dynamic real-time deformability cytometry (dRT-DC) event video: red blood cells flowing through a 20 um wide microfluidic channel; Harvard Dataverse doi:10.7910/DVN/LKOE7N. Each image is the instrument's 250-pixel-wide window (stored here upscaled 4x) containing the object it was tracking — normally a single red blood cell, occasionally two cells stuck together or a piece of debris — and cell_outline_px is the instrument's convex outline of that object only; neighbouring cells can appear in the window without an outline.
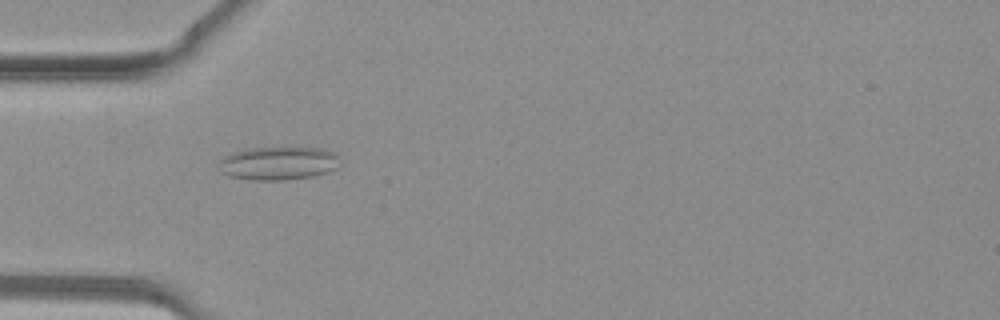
{"species": "common noctule bat (a hibernating species)", "species_latin": "Nyctalus noctula", "temperature_condition": "warm", "stored_images_in_passage": 28, "camera_frame_rate_fps": 3000, "um_per_image_px": 0.085, "animal": {"sex": "female", "body_mass_g": 19.3, "forearm_length_mm": 54.1}, "frame": {"image": 1, "passage_image": 2, "time_ms": 0.333, "image_size_px": [1000, 320], "cell_outline_px": [[336, 168], [328, 172], [312, 176], [284, 180], [252, 180], [232, 176], [220, 172], [220, 160], [224, 156], [232, 152], [248, 148], [320, 148], [332, 152], [336, 156]], "centroid_in_image_um": [23.6, 13.88], "position_along_channel_um": 61.4, "area_um2": 23.12}}
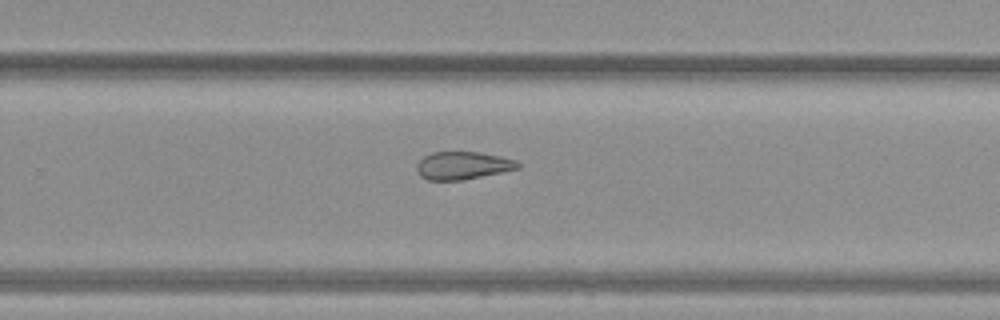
{"frame": {"image": 2, "passage_image": 15, "time_ms": 4.667, "image_size_px": [1000, 320], "cell_outline_px": [[520, 168], [460, 180], [428, 180], [420, 176], [416, 168], [416, 164], [424, 156], [432, 152], [480, 152], [500, 156], [516, 160], [520, 164]], "centroid_in_image_um": [39.31, 14.06], "position_along_channel_um": 290.5, "area_um2": 16.24}}
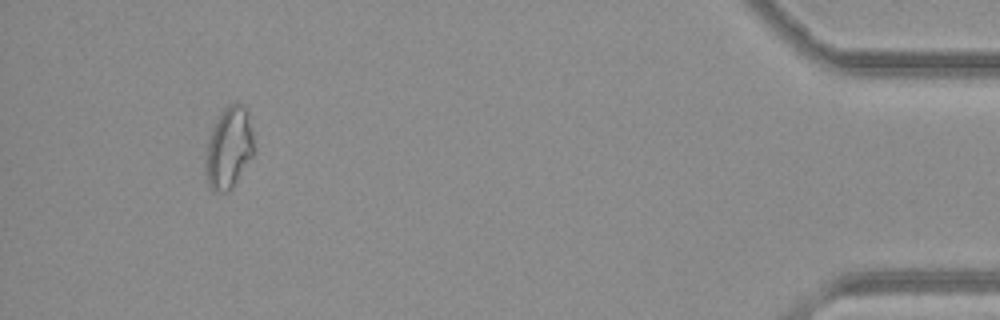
{"frame": {"image": 3, "passage_image": 26, "time_ms": 8.333, "image_size_px": [1000, 320], "cell_outline_px": [[252, 156], [228, 192], [212, 192], [208, 188], [204, 168], [204, 160], [208, 140], [212, 128], [216, 120], [224, 108], [232, 100], [240, 100], [248, 108], [252, 132]], "centroid_in_image_um": [19.42, 12.52], "position_along_channel_um": 415.8, "area_um2": 23.35}}